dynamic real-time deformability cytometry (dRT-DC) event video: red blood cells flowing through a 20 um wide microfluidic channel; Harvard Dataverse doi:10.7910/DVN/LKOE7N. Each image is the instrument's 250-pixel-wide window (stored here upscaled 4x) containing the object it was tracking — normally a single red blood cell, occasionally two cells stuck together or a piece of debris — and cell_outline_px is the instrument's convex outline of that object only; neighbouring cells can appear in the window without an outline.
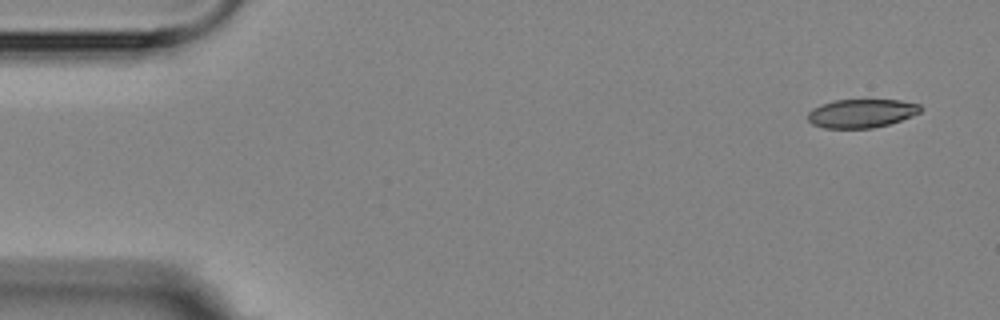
{"species": "Egyptian fruit bat (a non-hibernating species)", "species_latin": "Rousettus aegyptiacus", "temperature_condition": "room temperature", "stored_images_in_passage": 9, "camera_frame_rate_fps": 3000, "um_per_image_px": 0.085, "animal": {"sex": "female"}, "frame": {"image": 1, "passage_image": 1, "time_ms": 0.0, "image_size_px": [1000, 320], "cell_outline_px": [[924, 108], [920, 112], [912, 116], [888, 124], [872, 128], [824, 128], [812, 124], [808, 120], [808, 112], [812, 108], [820, 104], [836, 100], [900, 100], [920, 104]], "centroid_in_image_um": [73.22, 9.63], "position_along_channel_um": 11.8, "area_um2": 18.84}}
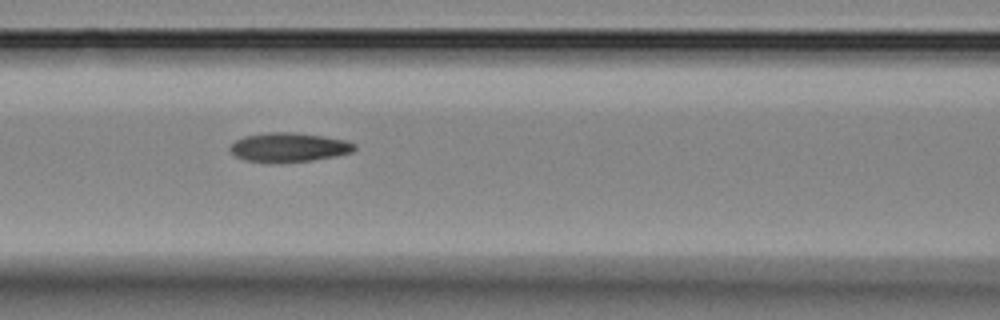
{"frame": {"image": 2, "passage_image": 7, "time_ms": 6.667, "image_size_px": [1000, 320], "cell_outline_px": [[356, 148], [352, 152], [336, 156], [312, 160], [268, 164], [244, 160], [236, 156], [228, 148], [236, 140], [244, 136], [268, 132], [292, 132], [324, 136], [348, 140], [356, 144]], "centroid_in_image_um": [24.55, 12.53], "position_along_channel_um": 142.0, "area_um2": 21.5}}
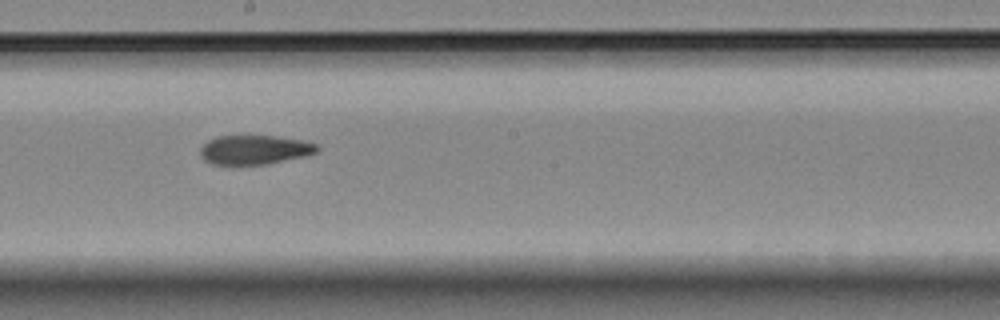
{"frame": {"image": 3, "passage_image": 9, "time_ms": 9.0, "image_size_px": [1000, 320], "cell_outline_px": [[320, 148], [316, 152], [308, 156], [264, 164], [240, 168], [232, 168], [212, 164], [204, 160], [200, 156], [200, 148], [208, 140], [216, 136], [276, 136], [304, 140], [316, 144]], "centroid_in_image_um": [21.59, 12.78], "position_along_channel_um": 226.6, "area_um2": 20.81}}